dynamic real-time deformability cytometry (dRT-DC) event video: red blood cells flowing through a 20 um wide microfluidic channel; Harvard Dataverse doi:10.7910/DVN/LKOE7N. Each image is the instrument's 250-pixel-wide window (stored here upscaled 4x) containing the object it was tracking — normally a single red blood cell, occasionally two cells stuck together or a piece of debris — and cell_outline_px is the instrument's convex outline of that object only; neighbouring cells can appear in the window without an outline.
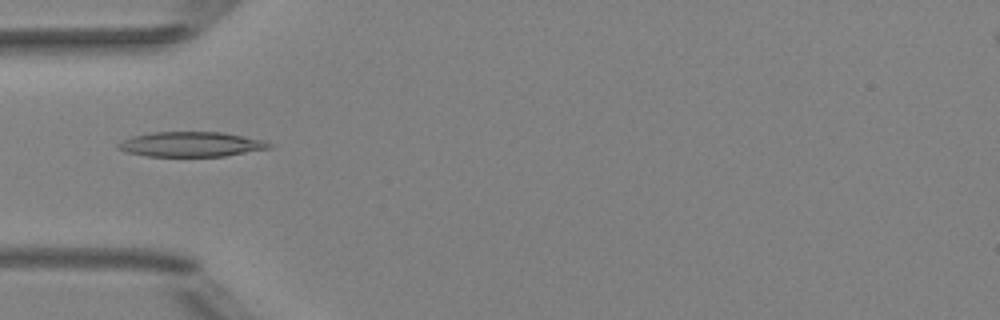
{"species": "Egyptian fruit bat (a non-hibernating species)", "species_latin": "Rousettus aegyptiacus", "temperature_condition": "room temperature", "stored_images_in_passage": 4, "camera_frame_rate_fps": 3000, "um_per_image_px": 0.085, "animal": {"sex": "female"}, "frame": {"image": 1, "passage_image": 2, "time_ms": 0.333, "image_size_px": [1000, 320], "cell_outline_px": [[272, 148], [224, 156], [148, 156], [124, 152], [116, 148], [116, 144], [120, 140], [132, 136], [152, 132], [224, 132], [264, 140], [272, 144]], "centroid_in_image_um": [16.21, 12.26], "position_along_channel_um": 68.8, "area_um2": 22.14}}
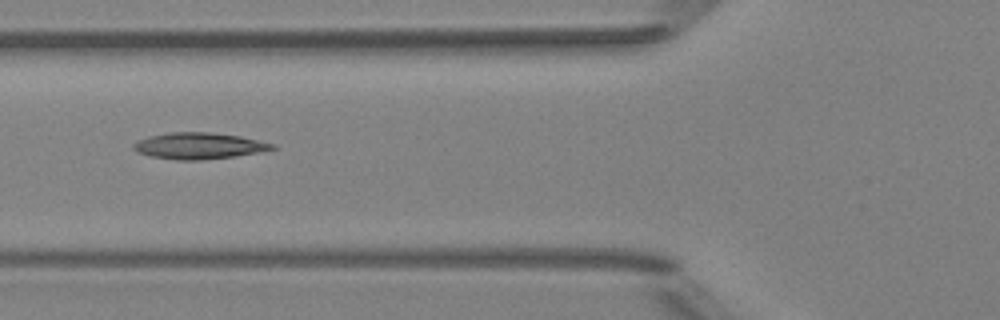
{"frame": {"image": 2, "passage_image": 3, "time_ms": 0.667, "image_size_px": [1000, 320], "cell_outline_px": [[276, 148], [236, 156], [200, 160], [176, 160], [152, 156], [136, 152], [132, 148], [132, 144], [136, 140], [148, 136], [172, 132], [208, 132], [240, 136], [276, 144]], "centroid_in_image_um": [16.85, 12.39], "position_along_channel_um": 108.9, "area_um2": 21.27}}
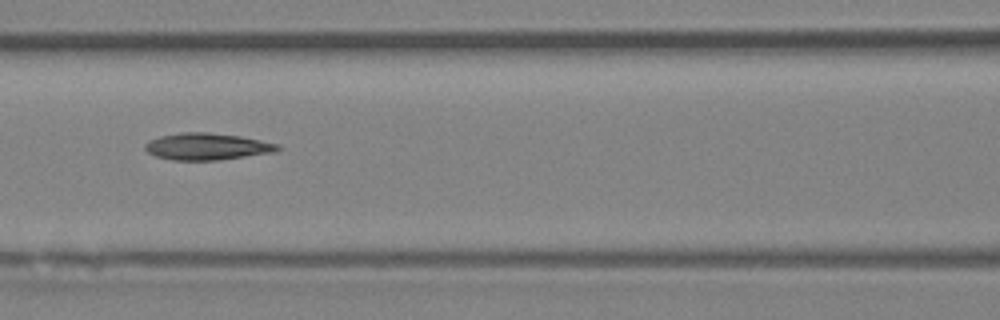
{"frame": {"image": 3, "passage_image": 4, "time_ms": 1.0, "image_size_px": [1000, 320], "cell_outline_px": [[284, 148], [276, 152], [216, 160], [172, 160], [156, 156], [148, 152], [144, 148], [144, 144], [148, 140], [160, 136], [180, 132], [208, 132], [240, 136], [280, 144]], "centroid_in_image_um": [17.61, 12.45], "position_along_channel_um": 149.0, "area_um2": 20.87}}